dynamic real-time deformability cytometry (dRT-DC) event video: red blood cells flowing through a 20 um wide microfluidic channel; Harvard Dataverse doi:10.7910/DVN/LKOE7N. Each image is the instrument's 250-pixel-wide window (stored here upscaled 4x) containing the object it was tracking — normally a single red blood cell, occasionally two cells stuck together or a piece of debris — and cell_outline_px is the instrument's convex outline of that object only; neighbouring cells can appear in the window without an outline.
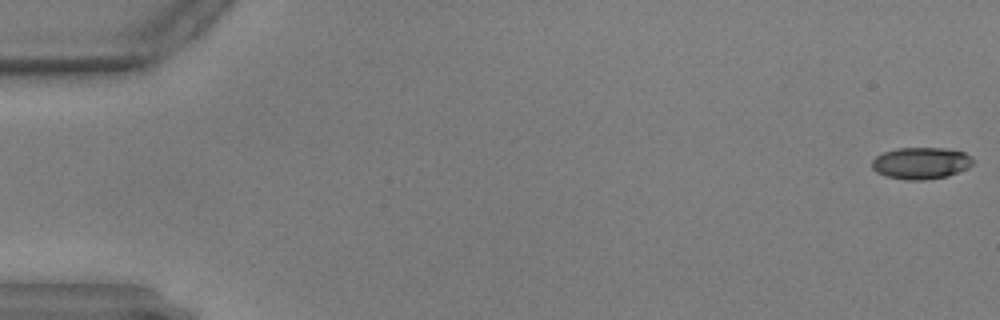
{"species": "common noctule bat (a hibernating species)", "species_latin": "Nyctalus noctula", "temperature_condition": "warm", "stored_images_in_passage": 7, "camera_frame_rate_fps": 3000, "um_per_image_px": 0.085, "animal": {"sex": "male", "body_mass_g": 17.9, "forearm_length_mm": 54.2}, "frame": {"image": 1, "passage_image": 1, "time_ms": 0.0, "image_size_px": [1000, 320], "cell_outline_px": [[972, 164], [968, 168], [948, 176], [924, 180], [904, 180], [884, 176], [876, 172], [872, 168], [872, 160], [876, 156], [884, 152], [896, 148], [944, 148], [964, 152], [972, 160]], "centroid_in_image_um": [78.24, 13.88], "position_along_channel_um": 6.8, "area_um2": 18.73}}